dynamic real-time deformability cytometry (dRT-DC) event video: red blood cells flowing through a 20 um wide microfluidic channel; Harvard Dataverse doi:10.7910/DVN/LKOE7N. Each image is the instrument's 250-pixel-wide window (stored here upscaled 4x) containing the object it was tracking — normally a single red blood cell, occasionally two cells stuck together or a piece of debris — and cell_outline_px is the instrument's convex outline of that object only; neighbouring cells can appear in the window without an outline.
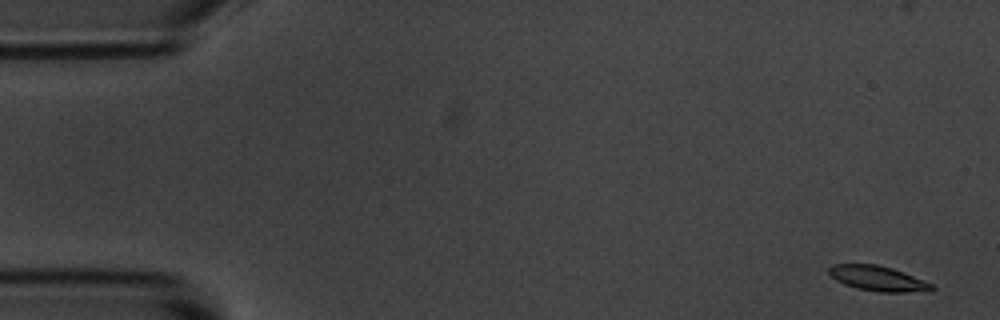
{"species": "common noctule bat (a hibernating species)", "species_latin": "Nyctalus noctula", "temperature_condition": "room temperature", "stored_images_in_passage": 54, "camera_frame_rate_fps": 3000, "um_per_image_px": 0.085, "animal": {"sex": "male", "body_mass_g": 20.1, "forearm_length_mm": 53.5}, "frame": {"image": 1, "passage_image": 1, "time_ms": 0.0, "image_size_px": [1000, 320], "cell_outline_px": [[936, 288], [932, 292], [880, 292], [856, 288], [844, 284], [836, 280], [828, 272], [828, 268], [832, 264], [876, 264], [892, 268], [904, 272], [932, 284]], "centroid_in_image_um": [74.65, 23.68], "position_along_channel_um": 10.3, "area_um2": 15.14}}
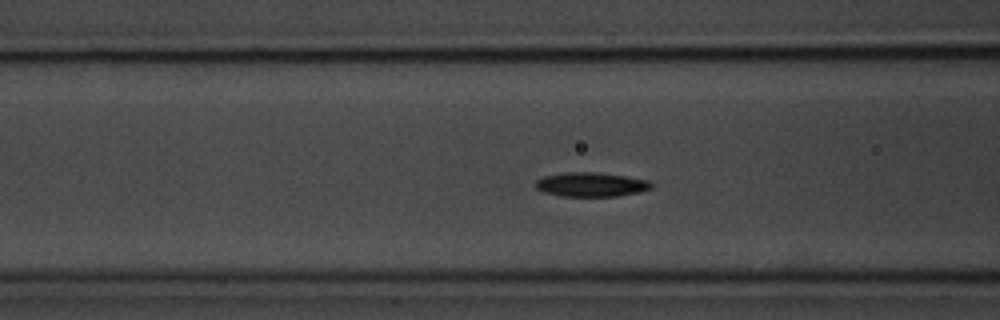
{"frame": {"image": 2, "passage_image": 20, "time_ms": 6.333, "image_size_px": [1000, 320], "cell_outline_px": [[652, 188], [640, 192], [616, 196], [560, 196], [544, 192], [536, 188], [536, 180], [544, 176], [568, 172], [592, 172], [624, 176], [648, 180], [652, 184]], "centroid_in_image_um": [50.24, 15.69], "position_along_channel_um": 116.4, "area_um2": 16.18}}
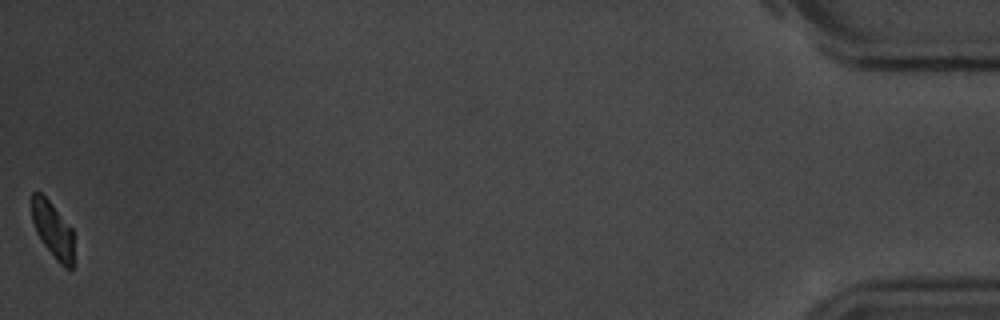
{"frame": {"image": 3, "passage_image": 54, "time_ms": 17.667, "image_size_px": [1000, 320], "cell_outline_px": [[76, 264], [72, 268], [64, 268], [56, 260], [44, 244], [36, 232], [32, 220], [32, 192], [40, 192], [48, 200], [72, 228]], "centroid_in_image_um": [4.54, 19.61], "position_along_channel_um": 430.7, "area_um2": 13.93}, "authors_computed_cell_mechanics": {"area_um2": 15.8083, "velocity_mm_per_s": 3.6351, "shape_relaxation_time_tau1_ms": 2.171, "shape_relaxation_time_tau2_ms": null, "deformation_change_tau1": 0.098, "deformation_change_tau2": null}}